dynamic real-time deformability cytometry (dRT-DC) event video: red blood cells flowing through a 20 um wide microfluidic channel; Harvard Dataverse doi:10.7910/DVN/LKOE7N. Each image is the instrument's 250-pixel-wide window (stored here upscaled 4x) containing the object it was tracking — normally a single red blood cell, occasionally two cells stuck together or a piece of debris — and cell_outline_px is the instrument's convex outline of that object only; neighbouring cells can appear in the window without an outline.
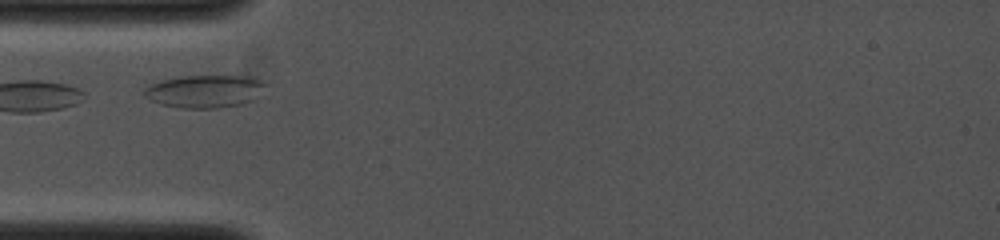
{"species": "common noctule bat (a hibernating species)", "species_latin": "Nyctalus noctula", "temperature_condition": "cold", "stored_images_in_passage": 15, "camera_frame_rate_fps": 4000, "um_per_image_px": 0.085, "animal": {"sex": "female", "body_mass_g": 19.0, "forearm_length_mm": 53.3}, "frame": {"image": 1, "passage_image": 1, "time_ms": 0.0, "image_size_px": [1000, 240], "cell_outline_px": [[268, 84], [252, 100], [240, 104], [216, 108], [180, 108], [160, 104], [144, 96], [144, 88], [148, 84], [180, 76], [256, 76]], "centroid_in_image_um": [17.4, 7.75], "position_along_channel_um": 67.6, "area_um2": 23.18}}
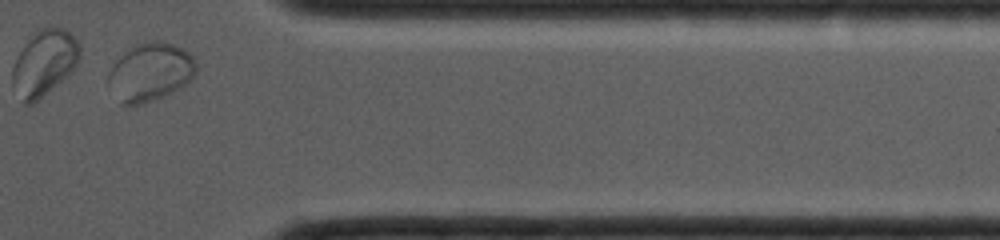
{"frame": {"image": 2, "passage_image": 15, "time_ms": 6.25, "image_size_px": [1000, 240], "cell_outline_px": [[196, 72], [192, 80], [180, 88], [164, 96], [140, 104], [120, 104], [108, 80], [108, 72], [116, 60], [124, 52], [136, 44], [156, 40], [172, 44], [188, 52], [196, 60]], "centroid_in_image_um": [12.8, 6.12], "position_along_channel_um": 398.6, "area_um2": 29.54}}